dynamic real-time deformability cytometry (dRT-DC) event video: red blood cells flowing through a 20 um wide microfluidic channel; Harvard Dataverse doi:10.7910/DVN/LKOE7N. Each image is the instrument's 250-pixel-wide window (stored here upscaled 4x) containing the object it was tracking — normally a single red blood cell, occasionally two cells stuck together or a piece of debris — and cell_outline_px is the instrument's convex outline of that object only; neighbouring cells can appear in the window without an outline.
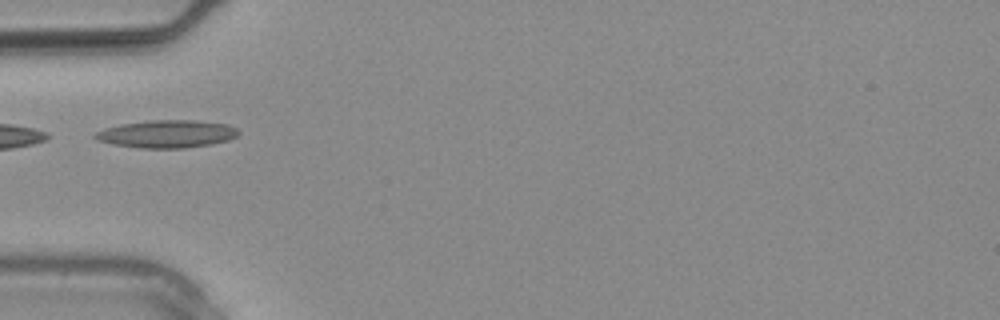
{"species": "common noctule bat (a hibernating species)", "species_latin": "Nyctalus noctula", "temperature_condition": "warm", "stored_images_in_passage": 4, "camera_frame_rate_fps": 3000, "um_per_image_px": 0.085, "animal": {"sex": "male", "body_mass_g": 20.4}, "frame": {"image": 1, "passage_image": 1, "time_ms": 0.0, "image_size_px": [1000, 320], "cell_outline_px": [[240, 132], [236, 136], [228, 140], [212, 144], [184, 148], [140, 148], [112, 144], [96, 140], [92, 136], [96, 132], [104, 128], [120, 124], [148, 120], [192, 120], [228, 124], [236, 128]], "centroid_in_image_um": [14.16, 11.38], "position_along_channel_um": 70.8, "area_um2": 23.24}}